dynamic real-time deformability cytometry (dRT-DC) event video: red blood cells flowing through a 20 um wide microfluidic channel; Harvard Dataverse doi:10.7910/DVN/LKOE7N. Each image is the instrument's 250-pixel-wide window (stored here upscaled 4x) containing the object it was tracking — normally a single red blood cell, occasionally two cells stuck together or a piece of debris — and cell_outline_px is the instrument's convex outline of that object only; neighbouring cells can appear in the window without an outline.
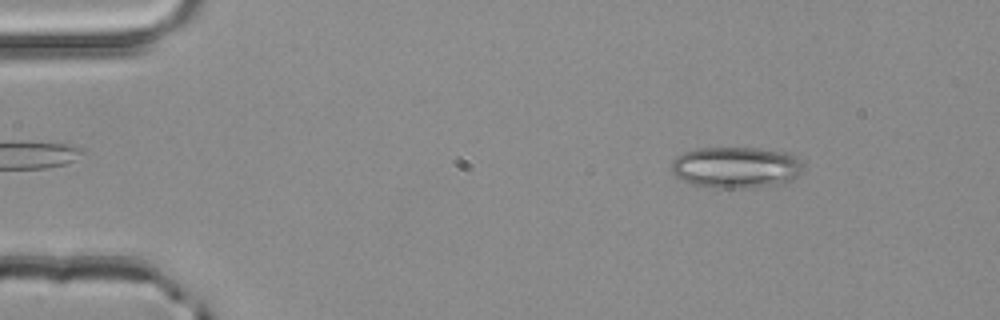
{"species": "common noctule bat (a hibernating species)", "species_latin": "Nyctalus noctula", "temperature_condition": "room temperature", "stored_images_in_passage": 52, "camera_frame_rate_fps": 3000, "um_per_image_px": 0.085, "animal": {"sex": "male", "body_mass_g": 20.4}, "frame": {"image": 1, "passage_image": 7, "time_ms": 2.0, "image_size_px": [1000, 320], "cell_outline_px": [[804, 168], [796, 176], [788, 180], [752, 188], [712, 188], [692, 184], [676, 176], [672, 172], [672, 160], [676, 156], [684, 152], [696, 148], [760, 148], [784, 152], [796, 156]], "centroid_in_image_um": [62.5, 14.22], "position_along_channel_um": 22.5, "area_um2": 31.5}}
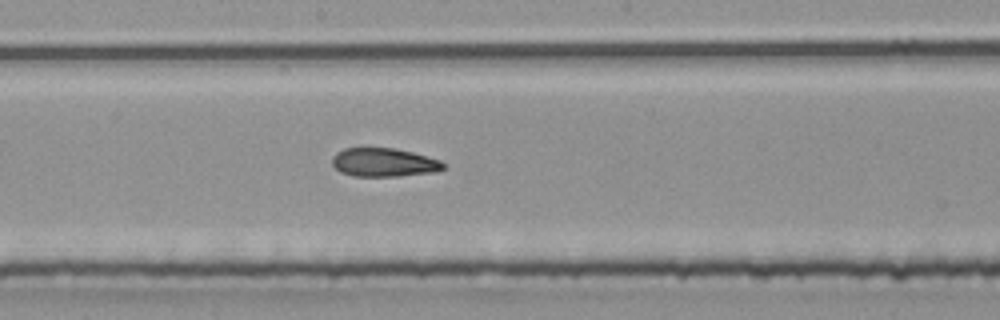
{"frame": {"image": 2, "passage_image": 28, "time_ms": 9.0, "image_size_px": [1000, 320], "cell_outline_px": [[448, 168], [436, 172], [400, 176], [352, 176], [340, 172], [332, 164], [332, 156], [336, 152], [344, 148], [396, 148], [412, 152], [440, 160]], "centroid_in_image_um": [32.64, 13.81], "position_along_channel_um": 215.6, "area_um2": 18.73}}
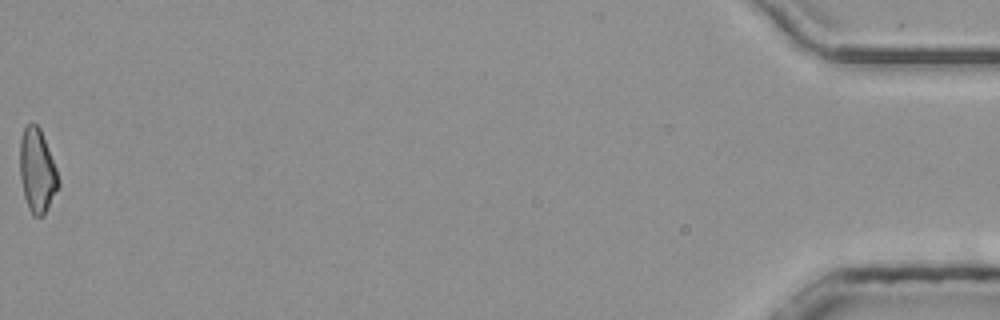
{"frame": {"image": 3, "passage_image": 52, "time_ms": 17.0, "image_size_px": [1000, 320], "cell_outline_px": [[60, 184], [44, 216], [32, 216], [28, 208], [24, 196], [20, 180], [20, 140], [24, 128], [32, 120], [40, 128], [56, 168], [60, 180]], "centroid_in_image_um": [3.15, 14.52], "position_along_channel_um": 432.0, "area_um2": 18.9}, "authors_computed_cell_mechanics": {"area_um2": 19.1896, "velocity_mm_per_s": 4.0346, "shape_relaxation_time_tau1_ms": null, "shape_relaxation_time_tau2_ms": 3.1582, "deformation_change_tau1": null, "deformation_change_tau2": 0.113}}